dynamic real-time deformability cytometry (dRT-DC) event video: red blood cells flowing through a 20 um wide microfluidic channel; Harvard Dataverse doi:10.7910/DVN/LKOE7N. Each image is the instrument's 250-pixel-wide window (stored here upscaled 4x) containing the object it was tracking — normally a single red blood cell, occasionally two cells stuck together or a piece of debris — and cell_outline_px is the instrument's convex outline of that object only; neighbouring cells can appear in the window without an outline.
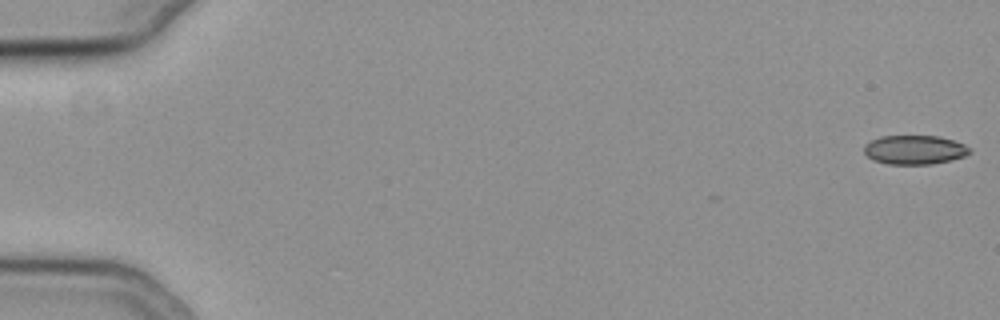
{"species": "common noctule bat (a hibernating species)", "species_latin": "Nyctalus noctula", "temperature_condition": "cold", "stored_images_in_passage": 55, "camera_frame_rate_fps": 3000, "um_per_image_px": 0.085, "animal": {"sex": "female", "body_mass_g": 19.3, "forearm_length_mm": 54.1}, "frame": {"image": 1, "passage_image": 1, "time_ms": 0.0, "image_size_px": [1000, 320], "cell_outline_px": [[972, 152], [964, 156], [952, 160], [932, 164], [888, 164], [872, 160], [864, 152], [864, 144], [880, 136], [940, 136], [964, 144], [972, 148]], "centroid_in_image_um": [77.76, 12.73], "position_along_channel_um": 7.2, "area_um2": 18.03}}
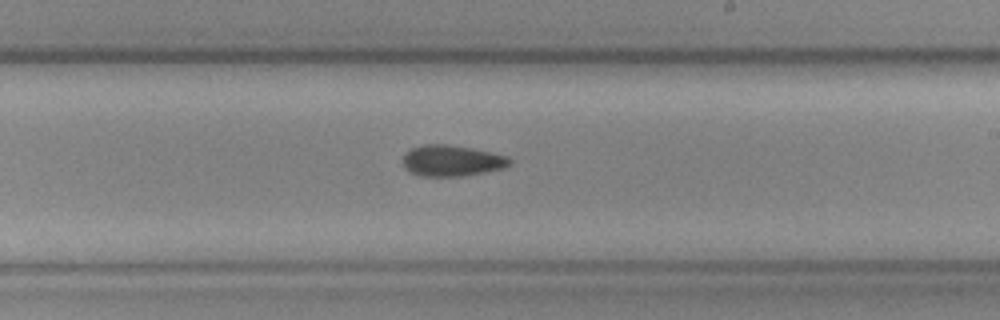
{"frame": {"image": 2, "passage_image": 34, "time_ms": 11.0, "image_size_px": [1000, 320], "cell_outline_px": [[512, 160], [504, 168], [464, 176], [420, 176], [404, 168], [404, 156], [412, 148], [424, 144], [444, 144], [468, 148], [508, 156]], "centroid_in_image_um": [38.4, 13.67], "position_along_channel_um": 250.6, "area_um2": 18.96}}
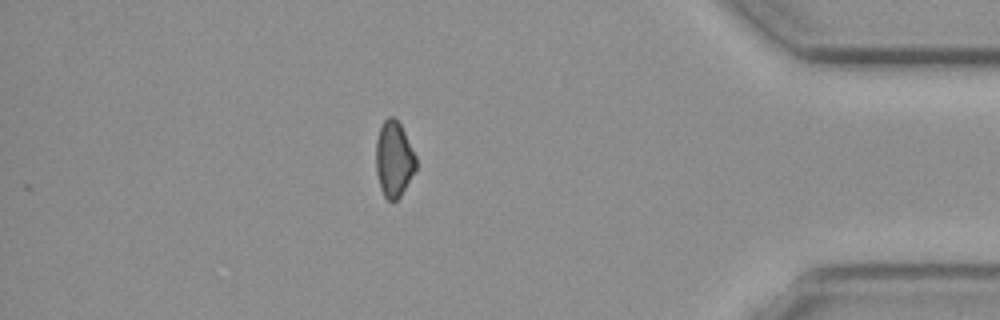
{"frame": {"image": 3, "passage_image": 49, "time_ms": 16.0, "image_size_px": [1000, 320], "cell_outline_px": [[416, 168], [400, 196], [396, 200], [388, 200], [384, 196], [380, 188], [376, 172], [376, 140], [380, 128], [384, 120], [388, 116], [392, 116], [400, 124], [416, 156]], "centroid_in_image_um": [33.46, 13.52], "position_along_channel_um": 401.7, "area_um2": 17.46}}